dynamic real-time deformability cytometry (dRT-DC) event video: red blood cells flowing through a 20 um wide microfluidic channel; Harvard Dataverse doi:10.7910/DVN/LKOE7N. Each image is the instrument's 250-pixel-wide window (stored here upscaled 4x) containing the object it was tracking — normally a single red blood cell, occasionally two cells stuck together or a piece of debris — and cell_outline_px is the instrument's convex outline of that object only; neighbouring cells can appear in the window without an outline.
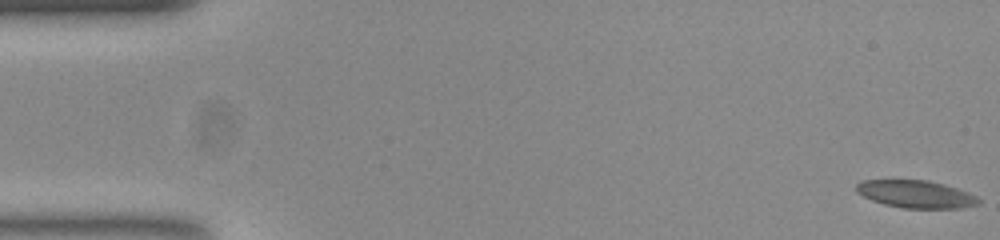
{"species": "common noctule bat (a hibernating species)", "species_latin": "Nyctalus noctula", "temperature_condition": "room temperature", "stored_images_in_passage": 53, "camera_frame_rate_fps": 3000, "um_per_image_px": 0.085, "animal": {"sex": "female", "body_mass_g": 23.0, "forearm_length_mm": 53.4}, "frame": {"image": 1, "passage_image": 1, "time_ms": 0.0, "image_size_px": [1000, 240], "cell_outline_px": [[980, 204], [960, 208], [904, 208], [884, 204], [872, 200], [856, 192], [856, 184], [860, 180], [928, 180], [944, 184], [968, 192], [976, 196], [980, 200]], "centroid_in_image_um": [77.84, 16.5], "position_along_channel_um": 7.2, "area_um2": 19.59}}
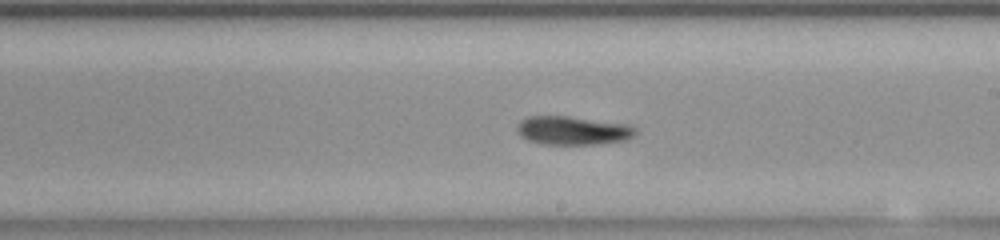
{"frame": {"image": 2, "passage_image": 30, "time_ms": 9.667, "image_size_px": [1000, 240], "cell_outline_px": [[636, 136], [624, 140], [596, 144], [544, 144], [528, 140], [520, 136], [516, 128], [520, 120], [528, 116], [568, 116], [628, 124], [636, 128]], "centroid_in_image_um": [48.68, 11.09], "position_along_channel_um": 240.3, "area_um2": 19.77}}
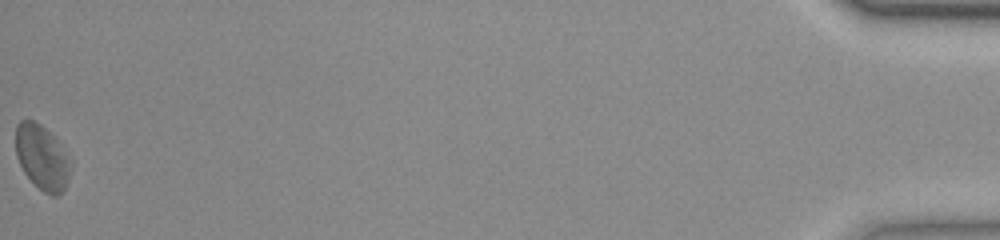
{"frame": {"image": 3, "passage_image": 53, "time_ms": 17.333, "image_size_px": [1000, 240], "cell_outline_px": [[72, 160], [68, 176], [64, 188], [56, 196], [52, 196], [44, 192], [24, 172], [16, 156], [16, 124], [20, 120], [32, 120], [40, 124], [56, 136]], "centroid_in_image_um": [3.59, 13.33], "position_along_channel_um": 431.6, "area_um2": 20.75}, "authors_computed_cell_mechanics": {"area_um2": 19.7676, "velocity_mm_per_s": 3.8684, "shape_relaxation_time_tau1_ms": 8.9743, "shape_relaxation_time_tau2_ms": null, "deformation_change_tau1": 0.1735, "deformation_change_tau2": null}}